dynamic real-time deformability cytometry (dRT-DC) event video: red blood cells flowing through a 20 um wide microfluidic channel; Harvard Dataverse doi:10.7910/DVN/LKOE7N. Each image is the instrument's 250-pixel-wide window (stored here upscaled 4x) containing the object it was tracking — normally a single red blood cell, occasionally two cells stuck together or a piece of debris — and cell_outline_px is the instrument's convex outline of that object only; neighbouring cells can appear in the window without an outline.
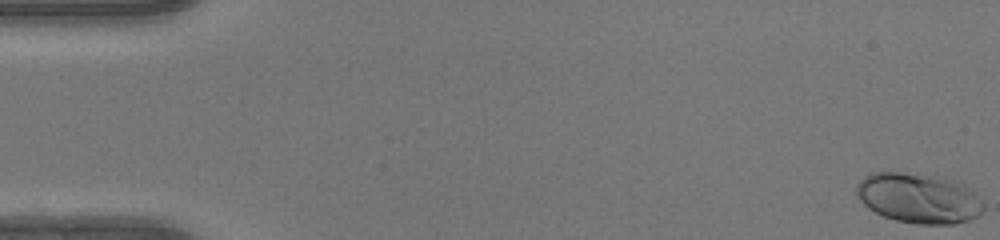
{"species": "human", "species_latin": "Homo sapiens", "temperature_condition": "warm", "stored_images_in_passage": 50, "camera_frame_rate_fps": 3000, "um_per_image_px": 0.085, "donor": {"sex": "female"}, "frame": {"image": 1, "passage_image": 1, "time_ms": 0.0, "image_size_px": [1000, 240], "cell_outline_px": [[984, 212], [968, 220], [952, 224], [916, 224], [896, 220], [884, 216], [868, 208], [856, 196], [856, 184], [864, 176], [872, 172], [900, 172], [944, 176], [956, 180], [972, 188], [984, 204]], "centroid_in_image_um": [78.11, 16.82], "position_along_channel_um": 6.9, "area_um2": 37.63}}
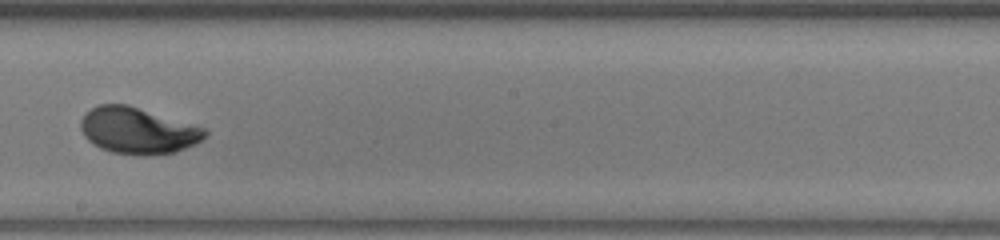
{"frame": {"image": 2, "passage_image": 29, "time_ms": 9.333, "image_size_px": [1000, 240], "cell_outline_px": [[208, 132], [196, 144], [176, 152], [112, 152], [100, 148], [92, 144], [84, 136], [80, 128], [80, 120], [84, 112], [100, 104], [128, 104], [208, 128]], "centroid_in_image_um": [11.7, 11.04], "position_along_channel_um": 236.5, "area_um2": 33.06}}
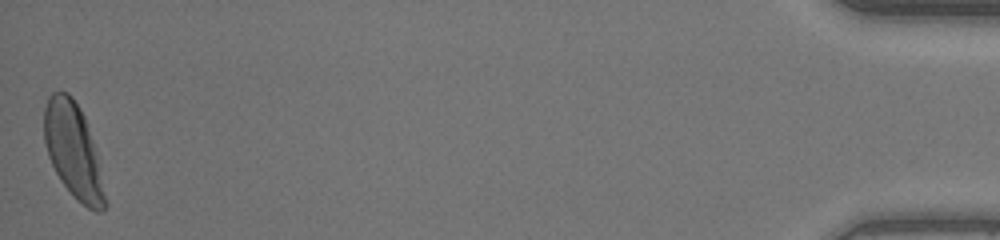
{"frame": {"image": 3, "passage_image": 50, "time_ms": 16.333, "image_size_px": [1000, 240], "cell_outline_px": [[108, 204], [100, 212], [96, 212], [88, 208], [72, 196], [60, 180], [48, 156], [44, 140], [44, 108], [48, 96], [52, 92], [68, 92], [72, 96], [80, 108], [84, 116], [92, 140]], "centroid_in_image_um": [6.21, 12.81], "position_along_channel_um": 429.0, "area_um2": 33.35}, "authors_computed_cell_mechanics": {"area_um2": 32.946, "velocity_mm_per_s": 4.1708, "shape_relaxation_time_tau1_ms": 2.2515, "shape_relaxation_time_tau2_ms": null, "deformation_change_tau1": 0.1515, "deformation_change_tau2": null}}